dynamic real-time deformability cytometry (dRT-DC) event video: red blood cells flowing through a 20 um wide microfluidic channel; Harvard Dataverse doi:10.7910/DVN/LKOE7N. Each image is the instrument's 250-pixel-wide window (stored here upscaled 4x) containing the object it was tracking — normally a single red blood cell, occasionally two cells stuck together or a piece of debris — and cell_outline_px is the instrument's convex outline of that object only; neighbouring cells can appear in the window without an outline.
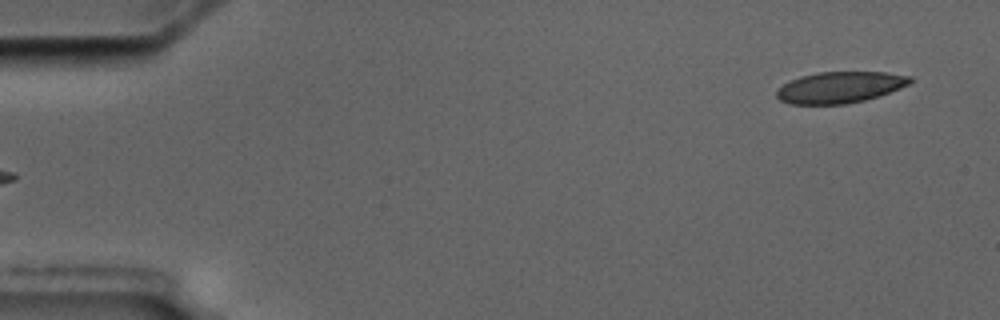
{"species": "common noctule bat (a hibernating species)", "species_latin": "Nyctalus noctula", "temperature_condition": "cold", "stored_images_in_passage": 6, "camera_frame_rate_fps": 3000, "um_per_image_px": 0.085, "animal": {"sex": "male", "body_mass_g": 17.5, "forearm_length_mm": 52.3}, "frame": {"image": 1, "passage_image": 6, "time_ms": 6.667, "image_size_px": [1000, 320], "cell_outline_px": [[912, 80], [908, 84], [900, 88], [880, 96], [848, 104], [792, 104], [780, 100], [776, 96], [776, 88], [800, 76], [816, 72], [884, 72], [912, 76]], "centroid_in_image_um": [71.39, 7.42], "position_along_channel_um": 13.6, "area_um2": 24.39}}